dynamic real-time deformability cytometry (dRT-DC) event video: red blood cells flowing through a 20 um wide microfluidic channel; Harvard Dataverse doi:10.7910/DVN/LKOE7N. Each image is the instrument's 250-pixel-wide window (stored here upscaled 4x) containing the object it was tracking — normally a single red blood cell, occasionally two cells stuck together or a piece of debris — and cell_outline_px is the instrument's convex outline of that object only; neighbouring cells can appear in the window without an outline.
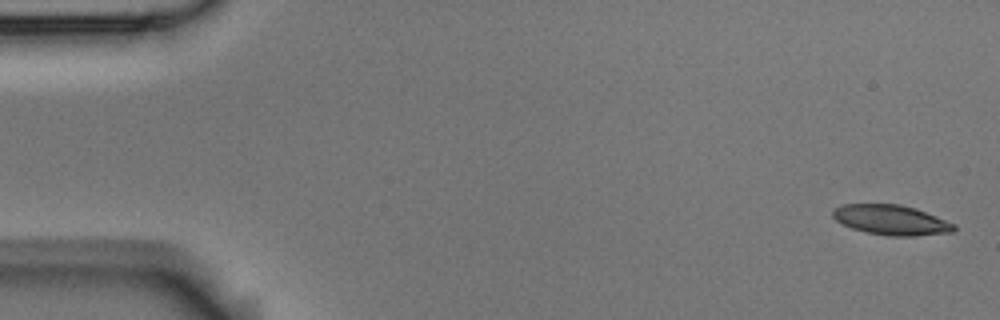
{"species": "Egyptian fruit bat (a non-hibernating species)", "species_latin": "Rousettus aegyptiacus", "temperature_condition": "room temperature", "stored_images_in_passage": 5, "camera_frame_rate_fps": 3000, "um_per_image_px": 0.085, "animal": {"sex": "male"}, "frame": {"image": 1, "passage_image": 1, "time_ms": 0.0, "image_size_px": [1000, 320], "cell_outline_px": [[956, 228], [952, 232], [912, 236], [892, 236], [864, 232], [852, 228], [836, 220], [832, 216], [832, 212], [840, 204], [900, 204], [916, 208], [956, 224]], "centroid_in_image_um": [75.76, 18.69], "position_along_channel_um": 9.2, "area_um2": 21.15}}
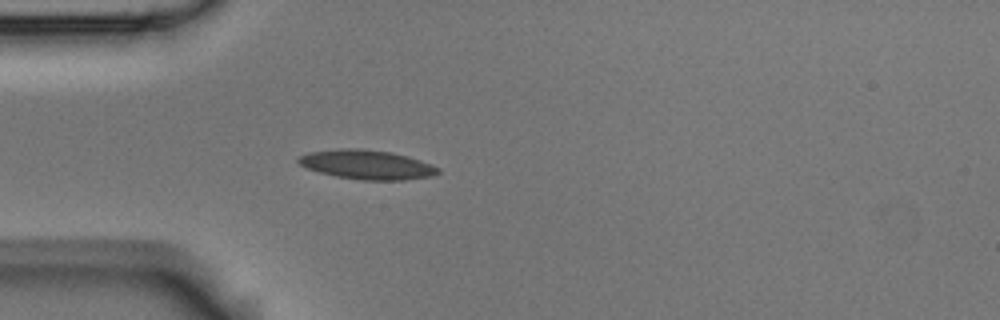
{"frame": {"image": 2, "passage_image": 5, "time_ms": 1.333, "image_size_px": [1000, 320], "cell_outline_px": [[440, 172], [432, 176], [404, 180], [364, 180], [336, 176], [320, 172], [308, 168], [300, 164], [296, 160], [300, 156], [308, 152], [340, 148], [360, 148], [392, 152], [408, 156], [432, 164], [440, 168]], "centroid_in_image_um": [31.22, 13.98], "position_along_channel_um": 53.8, "area_um2": 23.87}}